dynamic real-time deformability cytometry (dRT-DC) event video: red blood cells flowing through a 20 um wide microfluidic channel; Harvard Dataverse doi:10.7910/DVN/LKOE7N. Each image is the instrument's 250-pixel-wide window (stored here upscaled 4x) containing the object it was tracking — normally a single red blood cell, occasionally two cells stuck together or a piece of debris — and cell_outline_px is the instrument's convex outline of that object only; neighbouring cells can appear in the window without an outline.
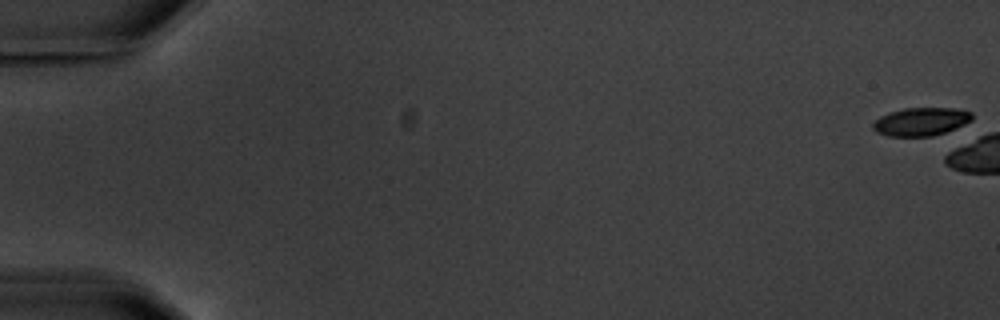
{"species": "common noctule bat (a hibernating species)", "species_latin": "Nyctalus noctula", "temperature_condition": "warm", "stored_images_in_passage": 7, "camera_frame_rate_fps": 3000, "um_per_image_px": 0.085, "animal": {"sex": "male", "body_mass_g": 20.1, "forearm_length_mm": 53.5}, "frame": {"image": 1, "passage_image": 1, "time_ms": 0.0, "image_size_px": [1000, 320], "cell_outline_px": [[972, 120], [964, 124], [944, 132], [932, 136], [888, 136], [876, 132], [872, 128], [872, 124], [880, 116], [888, 112], [904, 108], [952, 108], [972, 112]], "centroid_in_image_um": [78.24, 10.33], "position_along_channel_um": 6.8, "area_um2": 16.18}}